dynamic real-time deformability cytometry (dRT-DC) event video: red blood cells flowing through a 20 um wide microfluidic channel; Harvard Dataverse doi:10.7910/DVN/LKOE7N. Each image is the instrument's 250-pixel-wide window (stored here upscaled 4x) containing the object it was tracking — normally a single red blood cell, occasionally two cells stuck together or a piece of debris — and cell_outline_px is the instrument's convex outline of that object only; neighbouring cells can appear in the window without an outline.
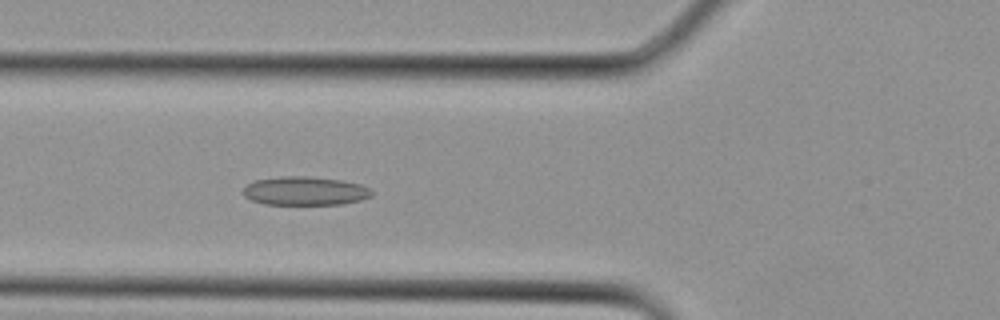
{"species": "Egyptian fruit bat (a non-hibernating species)", "species_latin": "Rousettus aegyptiacus", "temperature_condition": "cold", "stored_images_in_passage": 11, "camera_frame_rate_fps": 3000, "um_per_image_px": 0.085, "animal": {"sex": "female"}, "frame": {"image": 1, "passage_image": 11, "time_ms": 3.333, "image_size_px": [1000, 320], "cell_outline_px": [[372, 196], [360, 200], [344, 204], [264, 204], [252, 200], [244, 196], [244, 188], [248, 184], [256, 180], [284, 176], [308, 176], [340, 180], [360, 184], [372, 188]], "centroid_in_image_um": [25.96, 16.23], "position_along_channel_um": 99.8, "area_um2": 21.39}}